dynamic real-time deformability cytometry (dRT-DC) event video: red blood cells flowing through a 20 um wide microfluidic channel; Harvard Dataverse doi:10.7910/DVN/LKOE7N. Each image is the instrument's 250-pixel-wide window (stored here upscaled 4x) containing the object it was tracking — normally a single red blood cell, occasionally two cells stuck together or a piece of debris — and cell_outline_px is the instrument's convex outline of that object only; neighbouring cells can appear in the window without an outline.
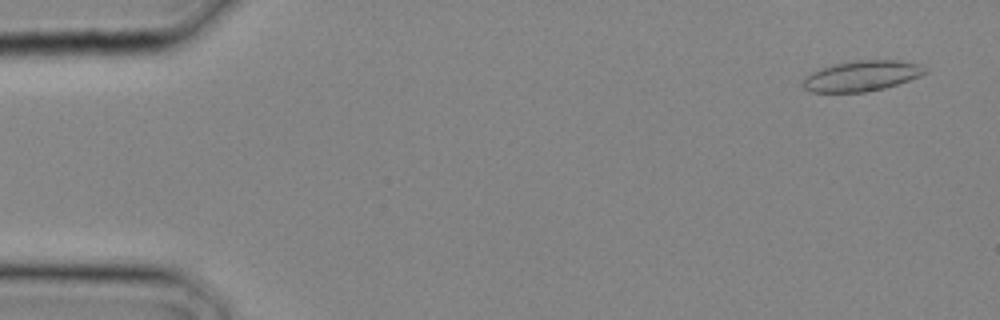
{"species": "common noctule bat (a hibernating species)", "species_latin": "Nyctalus noctula", "temperature_condition": "cold", "stored_images_in_passage": 3, "camera_frame_rate_fps": 3000, "um_per_image_px": 0.085, "animal": {"sex": "male", "body_mass_g": 20.4}, "frame": {"image": 1, "passage_image": 1, "time_ms": 0.0, "image_size_px": [1000, 320], "cell_outline_px": [[928, 72], [920, 76], [884, 88], [864, 92], [812, 92], [804, 88], [800, 84], [804, 76], [820, 68], [832, 64], [856, 60], [900, 60], [920, 64]], "centroid_in_image_um": [73.2, 6.44], "position_along_channel_um": 11.8, "area_um2": 21.79}}